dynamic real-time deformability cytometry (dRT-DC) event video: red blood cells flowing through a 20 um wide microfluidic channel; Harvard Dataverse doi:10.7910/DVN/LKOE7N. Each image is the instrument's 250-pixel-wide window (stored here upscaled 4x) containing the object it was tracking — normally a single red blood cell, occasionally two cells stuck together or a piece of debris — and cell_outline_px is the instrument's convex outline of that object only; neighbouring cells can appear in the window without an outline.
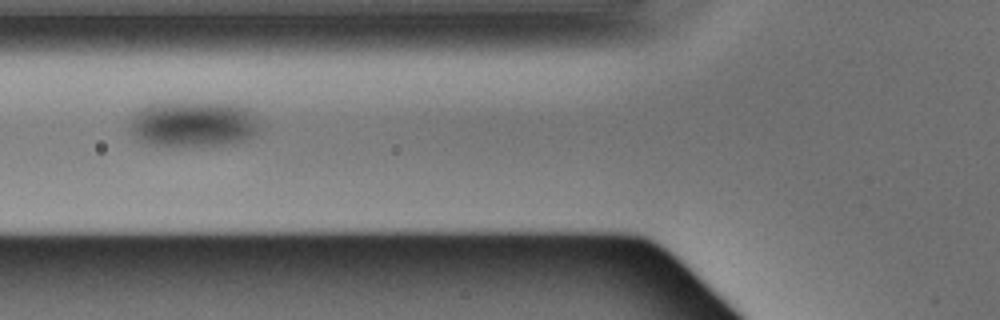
{"species": "Egyptian fruit bat (a non-hibernating species)", "species_latin": "Rousettus aegyptiacus", "temperature_condition": "warm", "stored_images_in_passage": 10, "camera_frame_rate_fps": 3000, "um_per_image_px": 0.085, "animal": {"sex": "male"}, "frame": {"image": 1, "passage_image": 4, "time_ms": 1.0, "image_size_px": [1000, 320], "cell_outline_px": [[256, 132], [248, 140], [236, 144], [148, 144], [140, 140], [132, 132], [132, 124], [148, 108], [236, 108], [244, 112], [256, 124]], "centroid_in_image_um": [16.47, 10.73], "position_along_channel_um": 109.3, "area_um2": 29.13}}
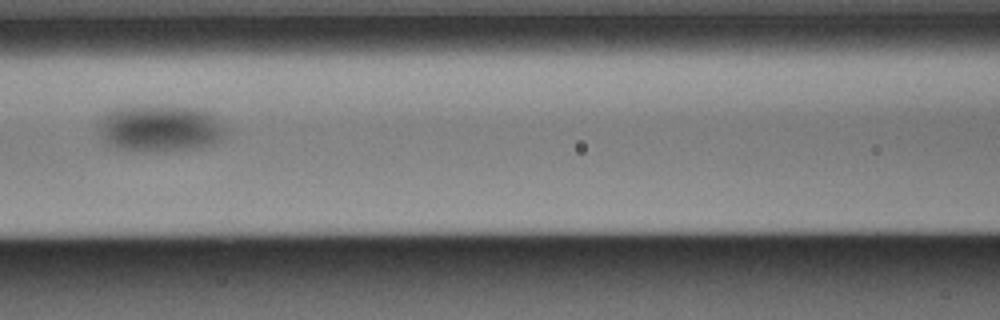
{"frame": {"image": 2, "passage_image": 5, "time_ms": 1.333, "image_size_px": [1000, 320], "cell_outline_px": [[220, 136], [212, 144], [200, 148], [124, 148], [112, 144], [108, 140], [104, 132], [104, 128], [108, 120], [120, 112], [196, 112], [208, 116], [220, 128]], "centroid_in_image_um": [13.73, 11.06], "position_along_channel_um": 152.9, "area_um2": 27.11}}